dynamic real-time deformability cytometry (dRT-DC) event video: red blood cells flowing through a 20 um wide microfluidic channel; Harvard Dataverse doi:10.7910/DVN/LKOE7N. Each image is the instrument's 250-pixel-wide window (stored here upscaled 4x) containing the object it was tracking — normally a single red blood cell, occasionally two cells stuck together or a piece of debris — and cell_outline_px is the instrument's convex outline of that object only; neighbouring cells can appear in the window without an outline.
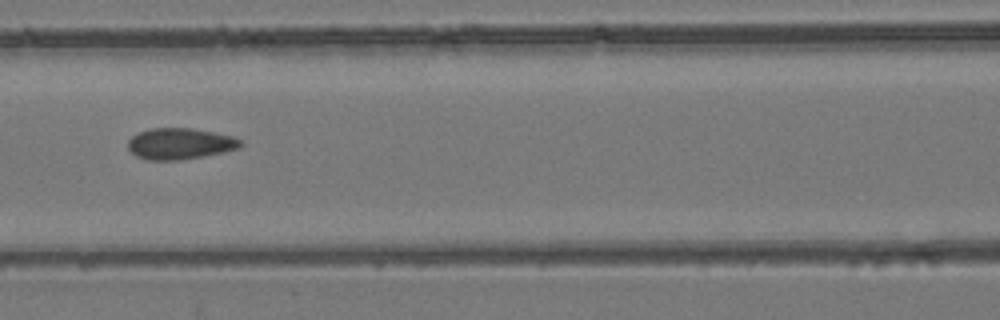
{"species": "common noctule bat (a hibernating species)", "species_latin": "Nyctalus noctula", "temperature_condition": "room temperature", "stored_images_in_passage": 10, "camera_frame_rate_fps": 3000, "um_per_image_px": 0.085, "animal": {"sex": "female", "body_mass_g": 24.6, "forearm_length_mm": 56.2}, "frame": {"image": 1, "passage_image": 6, "time_ms": 6.667, "image_size_px": [1000, 320], "cell_outline_px": [[244, 144], [240, 148], [224, 152], [204, 156], [176, 160], [148, 160], [136, 156], [128, 148], [128, 140], [132, 136], [140, 132], [152, 128], [192, 128], [232, 136], [244, 140]], "centroid_in_image_um": [15.34, 12.21], "position_along_channel_um": 151.3, "area_um2": 20.52}}
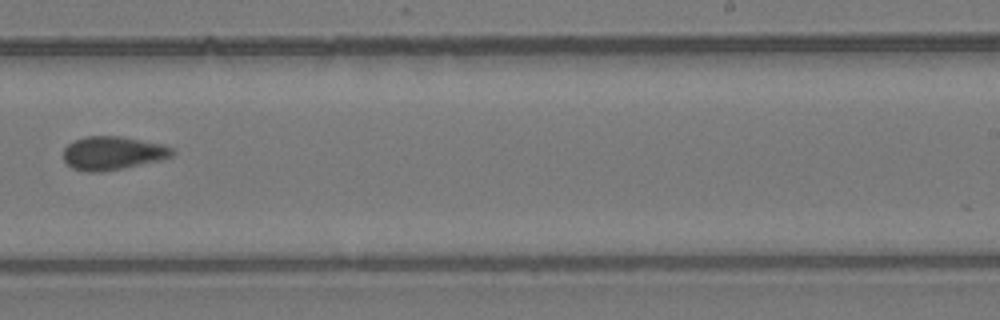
{"frame": {"image": 2, "passage_image": 9, "time_ms": 10.0, "image_size_px": [1000, 320], "cell_outline_px": [[176, 152], [172, 156], [160, 160], [100, 172], [88, 172], [72, 168], [64, 160], [64, 148], [68, 144], [76, 140], [88, 136], [120, 136], [164, 144], [172, 148]], "centroid_in_image_um": [9.59, 13.0], "position_along_channel_um": 279.4, "area_um2": 21.04}}
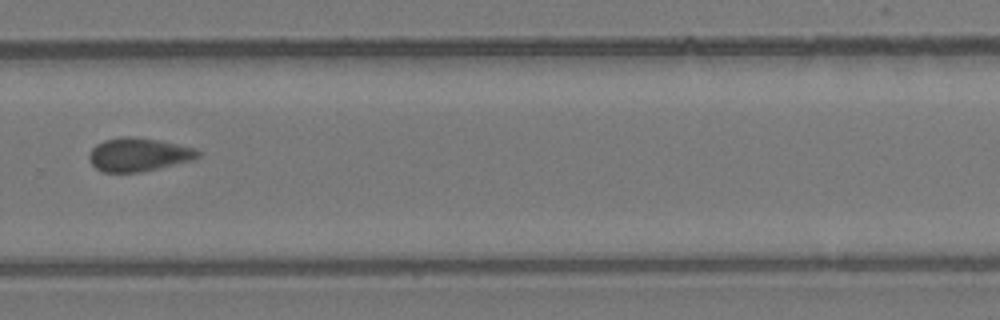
{"frame": {"image": 3, "passage_image": 10, "time_ms": 11.0, "image_size_px": [1000, 320], "cell_outline_px": [[200, 156], [192, 160], [140, 172], [104, 172], [96, 168], [88, 160], [88, 156], [92, 148], [96, 144], [104, 140], [124, 136], [132, 136], [160, 140], [196, 148], [200, 152]], "centroid_in_image_um": [11.76, 13.13], "position_along_channel_um": 318.0, "area_um2": 21.21}}